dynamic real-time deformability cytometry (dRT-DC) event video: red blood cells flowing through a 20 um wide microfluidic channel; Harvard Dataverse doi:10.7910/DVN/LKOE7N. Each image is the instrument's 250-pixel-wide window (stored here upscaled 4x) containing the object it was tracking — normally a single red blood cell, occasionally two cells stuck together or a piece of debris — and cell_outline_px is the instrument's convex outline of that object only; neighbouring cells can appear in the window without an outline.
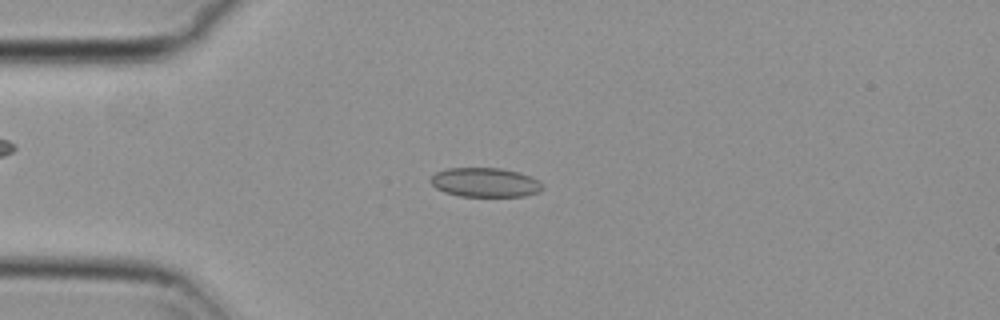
{"species": "common noctule bat (a hibernating species)", "species_latin": "Nyctalus noctula", "temperature_condition": "cold", "stored_images_in_passage": 18, "camera_frame_rate_fps": 3000, "um_per_image_px": 0.085, "animal": {"sex": "female", "body_mass_g": 29.2, "forearm_length_mm": 56.3}, "frame": {"image": 1, "passage_image": 5, "time_ms": 1.333, "image_size_px": [1000, 320], "cell_outline_px": [[544, 188], [540, 192], [524, 196], [460, 196], [444, 192], [436, 188], [428, 180], [436, 172], [448, 168], [500, 168], [520, 172], [532, 176]], "centroid_in_image_um": [41.23, 15.5], "position_along_channel_um": 43.8, "area_um2": 19.13}}
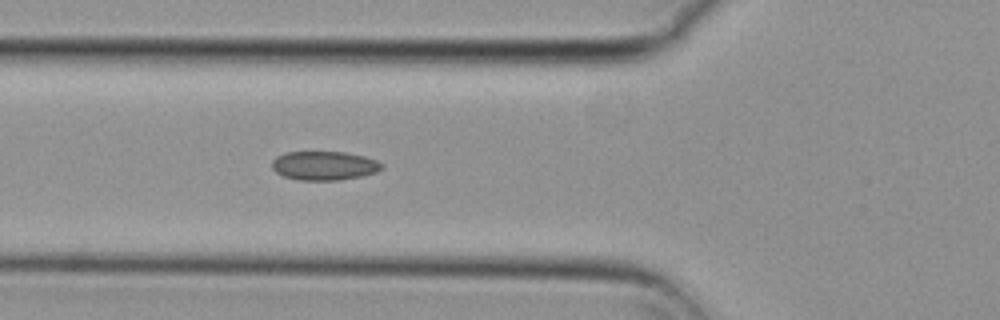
{"frame": {"image": 2, "passage_image": 11, "time_ms": 3.333, "image_size_px": [1000, 320], "cell_outline_px": [[384, 168], [376, 172], [364, 176], [340, 180], [296, 180], [284, 176], [276, 172], [272, 168], [272, 160], [276, 156], [284, 152], [344, 152], [364, 156], [376, 160], [384, 164]], "centroid_in_image_um": [27.57, 14.08], "position_along_channel_um": 98.2, "area_um2": 18.73}}
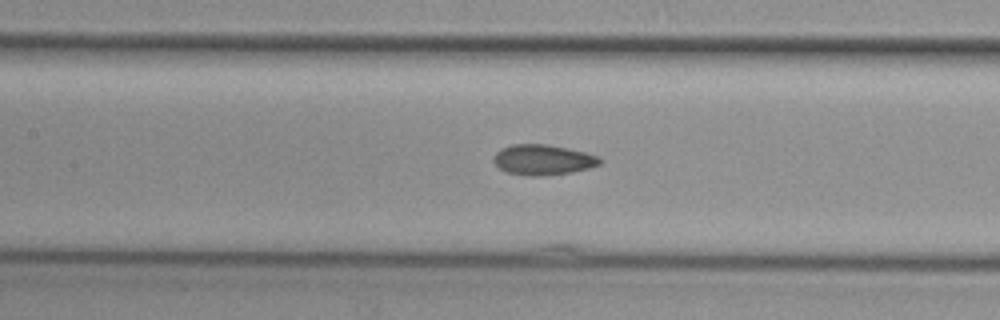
{"frame": {"image": 3, "passage_image": 16, "time_ms": 5.0, "image_size_px": [1000, 320], "cell_outline_px": [[604, 160], [600, 164], [588, 168], [572, 172], [540, 176], [528, 176], [504, 172], [492, 160], [492, 156], [496, 152], [512, 144], [548, 144], [568, 148], [600, 156]], "centroid_in_image_um": [46.16, 13.58], "position_along_channel_um": 161.2, "area_um2": 18.96}}